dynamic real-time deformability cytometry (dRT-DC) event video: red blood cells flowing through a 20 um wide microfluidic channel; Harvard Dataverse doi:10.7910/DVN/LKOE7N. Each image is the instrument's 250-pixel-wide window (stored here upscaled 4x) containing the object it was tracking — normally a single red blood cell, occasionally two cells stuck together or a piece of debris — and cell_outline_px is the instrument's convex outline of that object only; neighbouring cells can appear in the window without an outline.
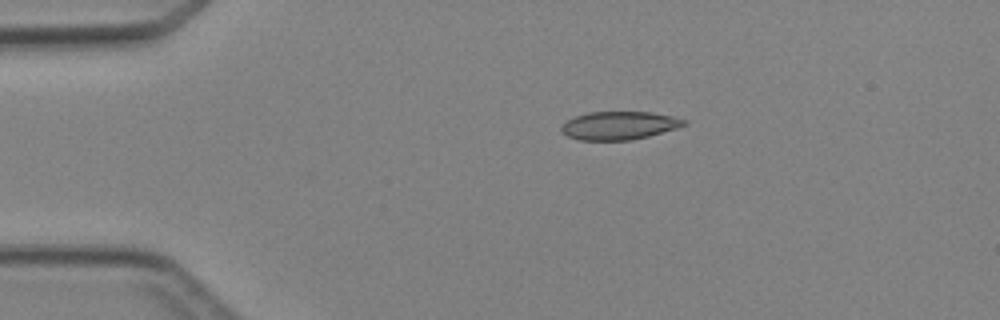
{"species": "Egyptian fruit bat (a non-hibernating species)", "species_latin": "Rousettus aegyptiacus", "temperature_condition": "cold", "stored_images_in_passage": 3, "camera_frame_rate_fps": 3000, "um_per_image_px": 0.085, "animal": {"sex": "female"}, "frame": {"image": 1, "passage_image": 2, "time_ms": 1.0, "image_size_px": [1000, 320], "cell_outline_px": [[688, 124], [676, 128], [648, 136], [628, 140], [580, 140], [568, 136], [560, 132], [560, 128], [568, 120], [576, 116], [588, 112], [652, 112], [672, 116], [688, 120]], "centroid_in_image_um": [52.64, 10.66], "position_along_channel_um": 32.4, "area_um2": 20.06}}